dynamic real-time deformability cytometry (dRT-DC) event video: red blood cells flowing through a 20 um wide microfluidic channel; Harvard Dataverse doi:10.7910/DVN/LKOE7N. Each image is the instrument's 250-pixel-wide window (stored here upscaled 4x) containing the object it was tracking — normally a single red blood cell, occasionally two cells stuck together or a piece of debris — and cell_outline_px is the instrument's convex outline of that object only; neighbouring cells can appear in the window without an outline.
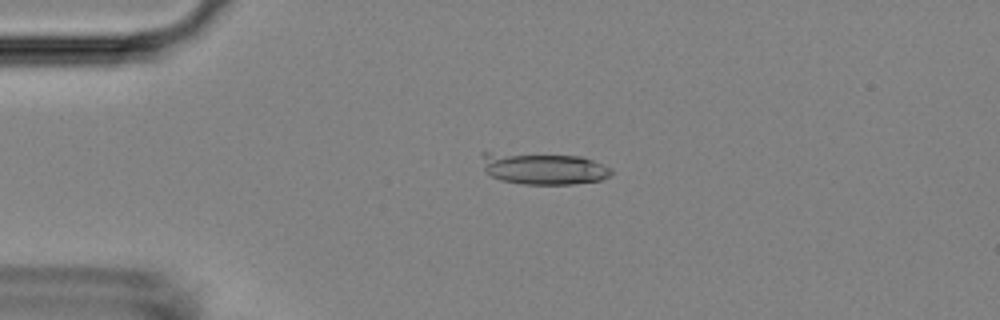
{"species": "Egyptian fruit bat (a non-hibernating species)", "species_latin": "Rousettus aegyptiacus", "temperature_condition": "room temperature", "stored_images_in_passage": 13, "camera_frame_rate_fps": 3000, "um_per_image_px": 0.085, "animal": {"sex": "female"}, "frame": {"image": 1, "passage_image": 4, "time_ms": 1.0, "image_size_px": [1000, 320], "cell_outline_px": [[612, 172], [608, 176], [600, 180], [572, 184], [524, 184], [500, 180], [484, 172], [480, 156], [480, 152], [488, 152], [580, 156], [592, 160], [612, 168]], "centroid_in_image_um": [46.13, 14.32], "position_along_channel_um": 38.9, "area_um2": 24.04}}